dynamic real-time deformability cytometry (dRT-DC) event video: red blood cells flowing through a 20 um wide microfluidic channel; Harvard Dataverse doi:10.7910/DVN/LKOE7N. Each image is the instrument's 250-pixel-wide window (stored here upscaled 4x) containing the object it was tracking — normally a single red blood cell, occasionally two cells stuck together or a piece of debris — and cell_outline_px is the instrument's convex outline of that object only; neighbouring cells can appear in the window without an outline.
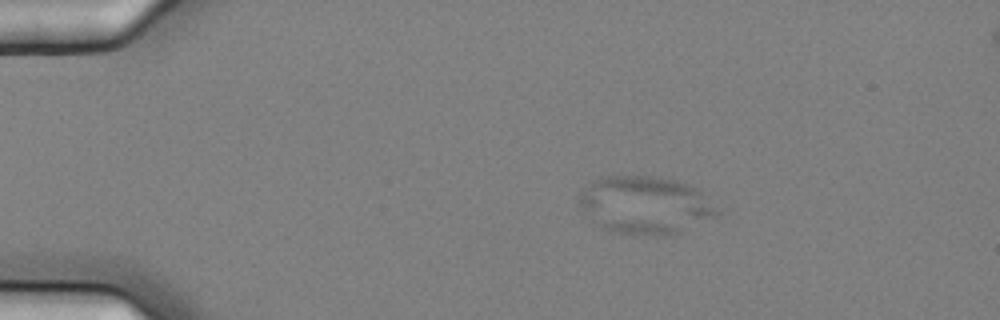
{"species": "common noctule bat (a hibernating species)", "species_latin": "Nyctalus noctula", "temperature_condition": "cold", "stored_images_in_passage": 7, "camera_frame_rate_fps": 3000, "um_per_image_px": 0.085, "animal": {"sex": "female", "body_mass_g": 25.1}, "frame": {"image": 1, "passage_image": 4, "time_ms": 1.0, "image_size_px": [1000, 320], "cell_outline_px": [[720, 216], [680, 232], [664, 236], [636, 236], [608, 232], [592, 220], [576, 200], [580, 192], [600, 176], [660, 176], [676, 180], [700, 188], [720, 212]], "centroid_in_image_um": [54.88, 17.45], "position_along_channel_um": 30.1, "area_um2": 47.34}}